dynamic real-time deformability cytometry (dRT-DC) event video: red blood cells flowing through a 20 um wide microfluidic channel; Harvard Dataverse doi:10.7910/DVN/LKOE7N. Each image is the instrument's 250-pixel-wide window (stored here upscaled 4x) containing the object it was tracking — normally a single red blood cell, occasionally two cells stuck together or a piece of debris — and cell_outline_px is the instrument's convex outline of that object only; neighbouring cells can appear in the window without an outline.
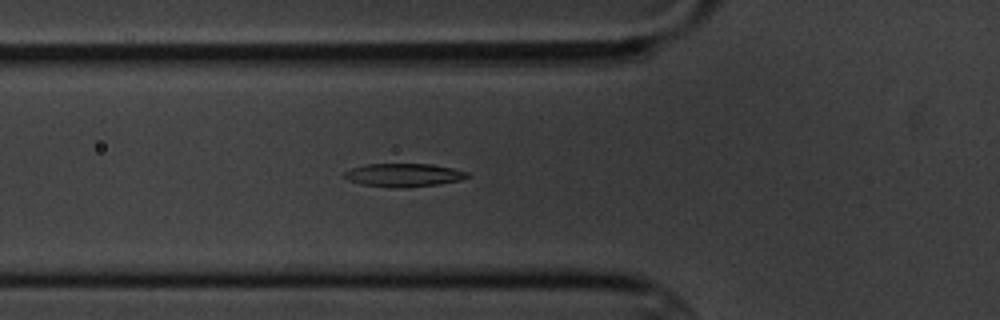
{"species": "common noctule bat (a hibernating species)", "species_latin": "Nyctalus noctula", "temperature_condition": "cold", "stored_images_in_passage": 6, "camera_frame_rate_fps": 3000, "um_per_image_px": 0.085, "animal": {"sex": "male", "body_mass_g": 20.1, "forearm_length_mm": 53.5}, "frame": {"image": 1, "passage_image": 6, "time_ms": 5.667, "image_size_px": [1000, 320], "cell_outline_px": [[468, 176], [460, 180], [440, 184], [396, 188], [392, 188], [364, 184], [348, 180], [344, 176], [344, 172], [352, 168], [364, 164], [432, 164], [452, 168], [468, 172]], "centroid_in_image_um": [34.31, 14.87], "position_along_channel_um": 91.5, "area_um2": 16.53}}